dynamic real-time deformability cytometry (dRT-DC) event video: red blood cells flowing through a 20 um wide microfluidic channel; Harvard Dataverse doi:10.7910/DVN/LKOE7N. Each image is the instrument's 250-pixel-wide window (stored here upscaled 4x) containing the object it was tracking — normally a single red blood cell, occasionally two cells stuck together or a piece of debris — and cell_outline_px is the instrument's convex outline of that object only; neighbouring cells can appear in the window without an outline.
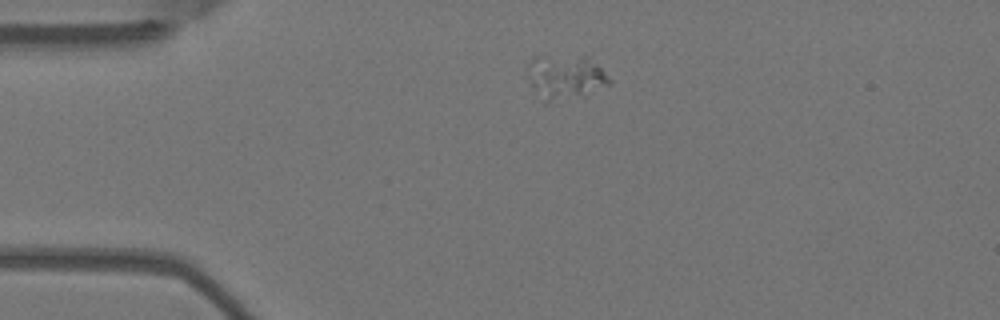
{"species": "Egyptian fruit bat (a non-hibernating species)", "species_latin": "Rousettus aegyptiacus", "temperature_condition": "warm", "stored_images_in_passage": 2, "camera_frame_rate_fps": 3000, "um_per_image_px": 0.085, "animal": {"sex": "female"}, "frame": {"image": 1, "passage_image": 1, "time_ms": 0.0, "image_size_px": [1000, 320], "cell_outline_px": [[612, 84], [544, 104], [532, 84], [528, 64], [536, 56], [584, 56], [596, 64], [612, 80]], "centroid_in_image_um": [48.05, 6.52], "position_along_channel_um": 37.0, "area_um2": 20.06}}